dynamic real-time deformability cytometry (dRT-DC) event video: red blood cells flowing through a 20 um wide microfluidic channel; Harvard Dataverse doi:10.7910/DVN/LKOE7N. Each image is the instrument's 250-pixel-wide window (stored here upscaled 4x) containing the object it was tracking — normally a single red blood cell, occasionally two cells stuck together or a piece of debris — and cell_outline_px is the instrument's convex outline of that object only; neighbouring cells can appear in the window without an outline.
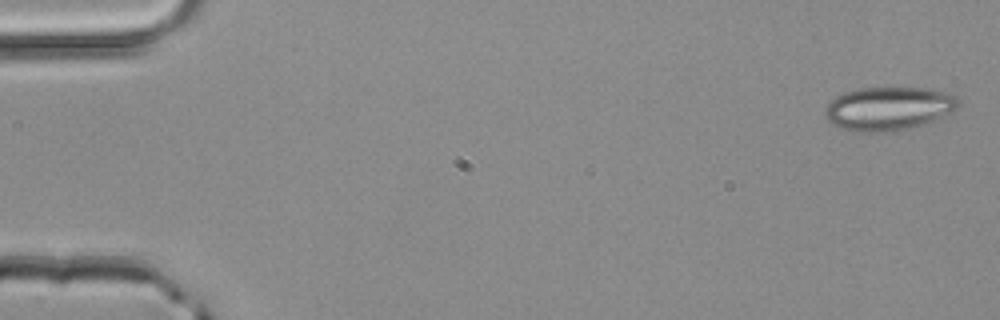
{"species": "common noctule bat (a hibernating species)", "species_latin": "Nyctalus noctula", "temperature_condition": "room temperature", "stored_images_in_passage": 4, "camera_frame_rate_fps": 3000, "um_per_image_px": 0.085, "animal": {"sex": "male", "body_mass_g": 20.4}, "frame": {"image": 1, "passage_image": 1, "time_ms": 0.0, "image_size_px": [1000, 320], "cell_outline_px": [[960, 104], [956, 108], [932, 120], [908, 128], [888, 132], [848, 132], [832, 124], [824, 116], [824, 108], [836, 96], [844, 92], [856, 88], [928, 88], [952, 92], [960, 100]], "centroid_in_image_um": [75.48, 9.22], "position_along_channel_um": 9.5, "area_um2": 33.99}}
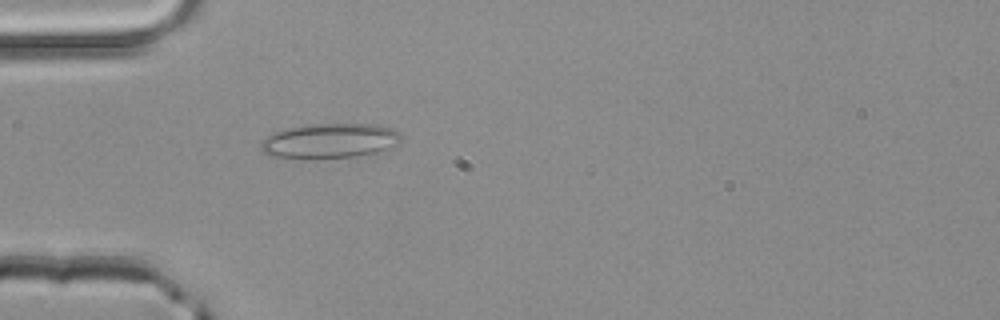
{"frame": {"image": 2, "passage_image": 4, "time_ms": 1.0, "image_size_px": [1000, 320], "cell_outline_px": [[400, 144], [384, 156], [272, 156], [264, 152], [260, 148], [260, 144], [268, 136], [276, 132], [288, 128], [312, 124], [376, 124], [392, 128], [400, 132]], "centroid_in_image_um": [28.26, 11.96], "position_along_channel_um": 56.7, "area_um2": 28.44}}